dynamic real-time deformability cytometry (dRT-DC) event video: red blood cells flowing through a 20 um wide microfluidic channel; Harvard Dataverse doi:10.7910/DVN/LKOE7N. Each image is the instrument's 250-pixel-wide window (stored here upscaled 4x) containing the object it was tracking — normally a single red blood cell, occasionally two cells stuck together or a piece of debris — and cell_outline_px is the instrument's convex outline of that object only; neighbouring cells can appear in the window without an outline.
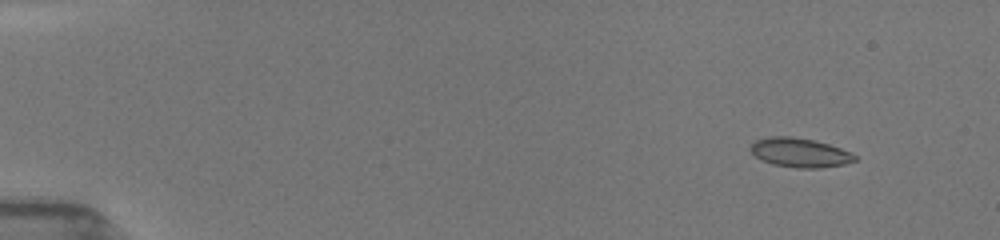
{"species": "common noctule bat (a hibernating species)", "species_latin": "Nyctalus noctula", "temperature_condition": "room temperature", "stored_images_in_passage": 53, "camera_frame_rate_fps": 3000, "um_per_image_px": 0.085, "animal": {"sex": "female", "body_mass_g": 19.5, "forearm_length_mm": 54.1}, "frame": {"image": 1, "passage_image": 6, "time_ms": 1.667, "image_size_px": [1000, 240], "cell_outline_px": [[856, 160], [844, 164], [820, 168], [796, 168], [772, 164], [760, 160], [752, 152], [752, 144], [756, 140], [772, 136], [792, 136], [812, 140], [828, 144], [840, 148], [856, 156]], "centroid_in_image_um": [67.97, 12.98], "position_along_channel_um": 17.0, "area_um2": 17.51}}
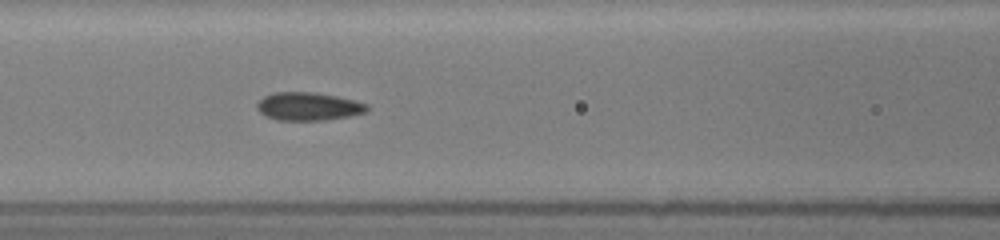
{"frame": {"image": 2, "passage_image": 25, "time_ms": 8.0, "image_size_px": [1000, 240], "cell_outline_px": [[368, 108], [364, 112], [348, 116], [324, 120], [276, 120], [260, 112], [256, 108], [256, 104], [264, 96], [276, 92], [316, 92], [336, 96], [368, 104]], "centroid_in_image_um": [26.18, 9.04], "position_along_channel_um": 140.4, "area_um2": 17.8}}
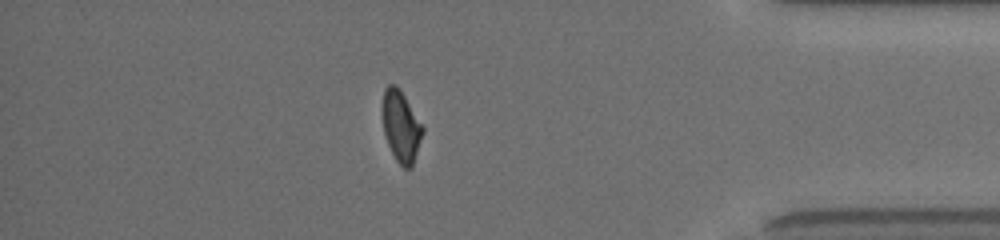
{"frame": {"image": 3, "passage_image": 47, "time_ms": 15.333, "image_size_px": [1000, 240], "cell_outline_px": [[424, 132], [412, 168], [404, 168], [396, 160], [388, 144], [384, 132], [384, 88], [388, 84], [396, 84], [400, 88], [424, 128]], "centroid_in_image_um": [34.12, 10.75], "position_along_channel_um": 401.1, "area_um2": 16.42}, "authors_computed_cell_mechanics": {"area_um2": 17.2822, "velocity_mm_per_s": 3.9669, "shape_relaxation_time_tau1_ms": 4.7673, "shape_relaxation_time_tau2_ms": 1.1495, "deformation_change_tau1": 0.137, "deformation_change_tau2": 0.0486}}